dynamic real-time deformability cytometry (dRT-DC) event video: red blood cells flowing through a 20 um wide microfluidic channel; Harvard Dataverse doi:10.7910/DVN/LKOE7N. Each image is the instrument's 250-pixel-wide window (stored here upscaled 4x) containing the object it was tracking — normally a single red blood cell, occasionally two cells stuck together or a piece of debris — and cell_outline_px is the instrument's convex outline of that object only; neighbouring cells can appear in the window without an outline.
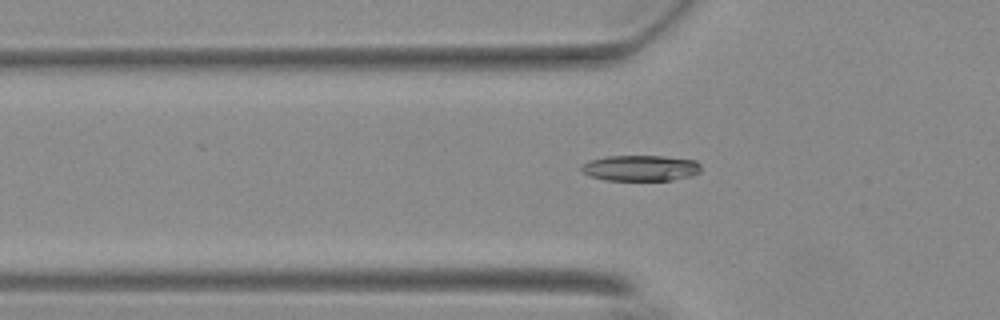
{"species": "Egyptian fruit bat (a non-hibernating species)", "species_latin": "Rousettus aegyptiacus", "temperature_condition": "warm", "stored_images_in_passage": 15, "camera_frame_rate_fps": 3000, "um_per_image_px": 0.085, "animal": {"sex": "female"}, "frame": {"image": 1, "passage_image": 14, "time_ms": 4.333, "image_size_px": [1000, 320], "cell_outline_px": [[700, 172], [688, 176], [672, 180], [604, 180], [588, 176], [580, 168], [580, 164], [588, 160], [608, 156], [664, 156], [696, 160], [700, 164]], "centroid_in_image_um": [54.4, 14.28], "position_along_channel_um": 71.4, "area_um2": 18.09}}